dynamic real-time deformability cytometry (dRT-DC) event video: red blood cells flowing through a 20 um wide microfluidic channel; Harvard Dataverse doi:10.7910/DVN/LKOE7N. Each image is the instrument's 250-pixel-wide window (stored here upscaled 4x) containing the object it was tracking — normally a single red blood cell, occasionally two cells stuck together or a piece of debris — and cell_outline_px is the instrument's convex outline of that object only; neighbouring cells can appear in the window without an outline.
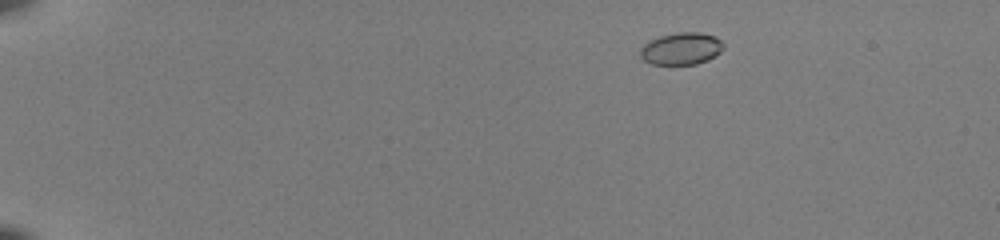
{"species": "common noctule bat (a hibernating species)", "species_latin": "Nyctalus noctula", "temperature_condition": "room temperature", "stored_images_in_passage": 46, "camera_frame_rate_fps": 3000, "um_per_image_px": 0.085, "animal": {"sex": "female", "body_mass_g": 22.0, "forearm_length_mm": 56.7}, "frame": {"image": 1, "passage_image": 2, "time_ms": 0.333, "image_size_px": [1000, 240], "cell_outline_px": [[724, 48], [720, 52], [708, 60], [696, 64], [652, 64], [644, 60], [640, 56], [640, 48], [648, 40], [660, 36], [676, 32], [700, 32], [712, 36], [720, 40], [724, 44]], "centroid_in_image_um": [57.89, 4.13], "position_along_channel_um": 27.1, "area_um2": 15.61}}
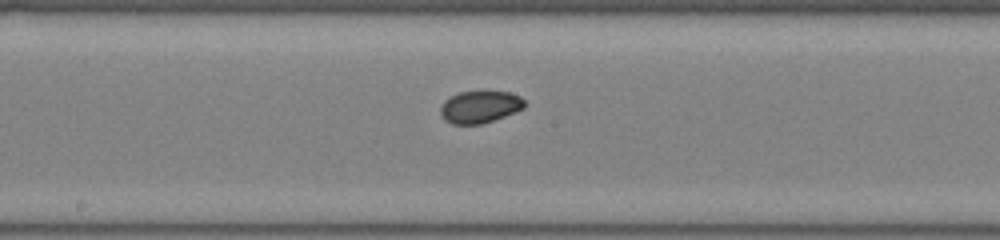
{"frame": {"image": 2, "passage_image": 24, "time_ms": 7.667, "image_size_px": [1000, 240], "cell_outline_px": [[524, 108], [504, 116], [480, 124], [452, 124], [444, 120], [440, 112], [440, 108], [444, 100], [460, 92], [508, 92], [520, 96], [524, 100]], "centroid_in_image_um": [40.76, 9.09], "position_along_channel_um": 207.4, "area_um2": 15.49}}
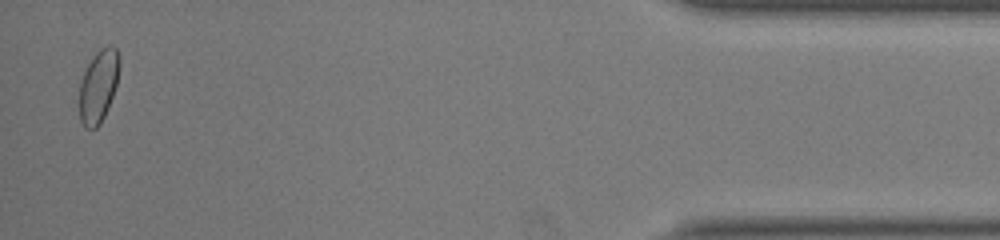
{"frame": {"image": 3, "passage_image": 45, "time_ms": 14.667, "image_size_px": [1000, 240], "cell_outline_px": [[120, 60], [116, 84], [108, 108], [100, 124], [96, 128], [84, 128], [80, 120], [80, 80], [92, 56], [100, 48], [108, 44], [116, 48], [120, 56]], "centroid_in_image_um": [8.37, 7.29], "position_along_channel_um": 426.8, "area_um2": 16.94}, "authors_computed_cell_mechanics": {"area_um2": 15.9528, "velocity_mm_per_s": 4.0068, "shape_relaxation_time_tau1_ms": null, "shape_relaxation_time_tau2_ms": 1.6863, "deformation_change_tau1": null, "deformation_change_tau2": 0.0312}}